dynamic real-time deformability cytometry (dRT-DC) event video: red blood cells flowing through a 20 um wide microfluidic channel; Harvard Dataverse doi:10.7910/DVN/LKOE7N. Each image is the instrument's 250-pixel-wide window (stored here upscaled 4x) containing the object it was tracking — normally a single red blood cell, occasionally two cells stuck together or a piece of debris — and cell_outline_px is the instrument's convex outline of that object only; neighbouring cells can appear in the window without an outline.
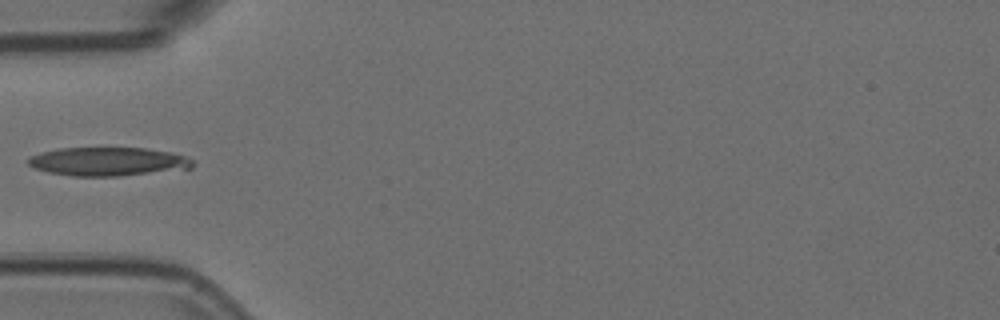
{"species": "Egyptian fruit bat (a non-hibernating species)", "species_latin": "Rousettus aegyptiacus", "temperature_condition": "room temperature", "stored_images_in_passage": 5, "camera_frame_rate_fps": 3000, "um_per_image_px": 0.085, "animal": {"sex": "female"}, "frame": {"image": 1, "passage_image": 5, "time_ms": 1.333, "image_size_px": [1000, 320], "cell_outline_px": [[196, 164], [192, 168], [120, 176], [72, 176], [48, 172], [36, 168], [28, 164], [24, 160], [28, 156], [40, 152], [60, 148], [144, 148], [172, 152], [184, 156], [192, 160]], "centroid_in_image_um": [9.15, 13.73], "position_along_channel_um": 75.9, "area_um2": 27.57}}